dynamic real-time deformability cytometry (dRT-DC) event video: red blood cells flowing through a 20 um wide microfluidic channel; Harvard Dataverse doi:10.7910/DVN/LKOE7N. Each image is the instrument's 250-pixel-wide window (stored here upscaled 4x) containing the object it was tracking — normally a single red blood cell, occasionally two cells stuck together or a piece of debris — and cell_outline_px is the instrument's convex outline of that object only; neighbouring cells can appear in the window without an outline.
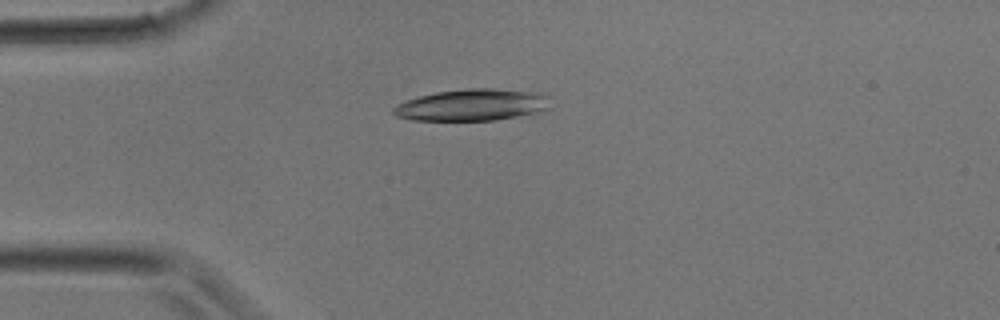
{"species": "common noctule bat (a hibernating species)", "species_latin": "Nyctalus noctula", "temperature_condition": "room temperature", "stored_images_in_passage": 28, "camera_frame_rate_fps": 3000, "um_per_image_px": 0.085, "animal": {"sex": "male", "body_mass_g": 17.9}, "frame": {"image": 1, "passage_image": 4, "time_ms": 1.0, "image_size_px": [1000, 320], "cell_outline_px": [[552, 108], [544, 112], [496, 120], [412, 120], [396, 116], [392, 112], [392, 108], [396, 104], [404, 100], [436, 92], [468, 88], [492, 88], [540, 92], [548, 96]], "centroid_in_image_um": [40.2, 8.92], "position_along_channel_um": 44.8, "area_um2": 29.54}}
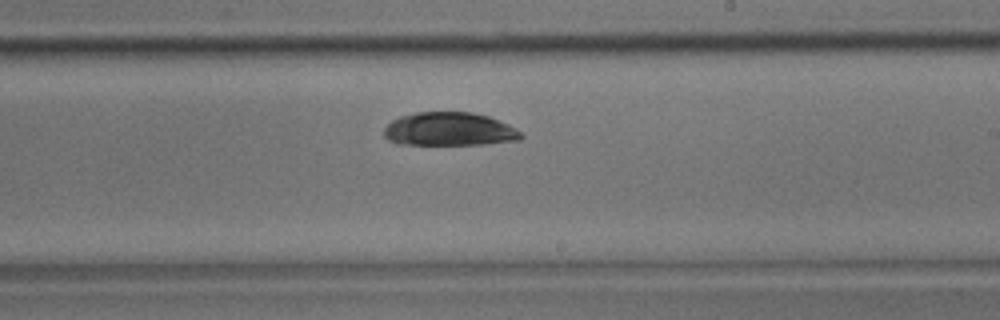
{"frame": {"image": 2, "passage_image": 15, "time_ms": 4.667, "image_size_px": [1000, 320], "cell_outline_px": [[524, 136], [520, 140], [484, 144], [396, 144], [388, 140], [384, 136], [384, 128], [392, 120], [400, 116], [416, 112], [472, 112], [488, 116], [508, 124], [516, 128]], "centroid_in_image_um": [38.19, 10.98], "position_along_channel_um": 250.8, "area_um2": 26.76}}
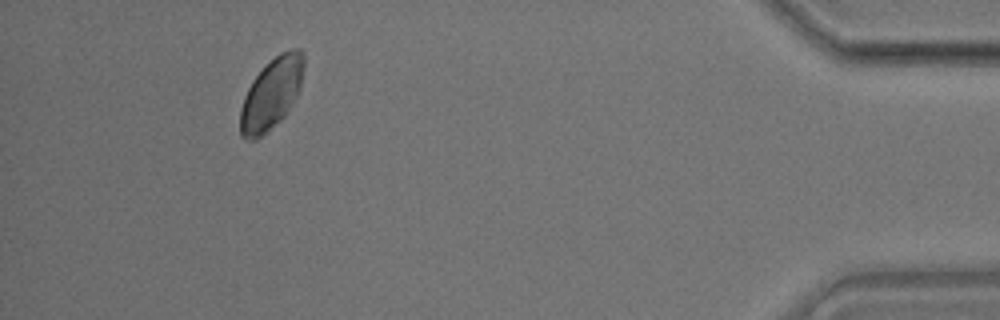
{"frame": {"image": 3, "passage_image": 26, "time_ms": 8.333, "image_size_px": [1000, 320], "cell_outline_px": [[304, 68], [300, 88], [296, 96], [284, 116], [280, 120], [256, 140], [248, 140], [240, 136], [240, 112], [244, 96], [252, 80], [280, 52], [292, 48], [300, 48], [304, 52]], "centroid_in_image_um": [23.08, 7.96], "position_along_channel_um": 412.1, "area_um2": 26.13}}